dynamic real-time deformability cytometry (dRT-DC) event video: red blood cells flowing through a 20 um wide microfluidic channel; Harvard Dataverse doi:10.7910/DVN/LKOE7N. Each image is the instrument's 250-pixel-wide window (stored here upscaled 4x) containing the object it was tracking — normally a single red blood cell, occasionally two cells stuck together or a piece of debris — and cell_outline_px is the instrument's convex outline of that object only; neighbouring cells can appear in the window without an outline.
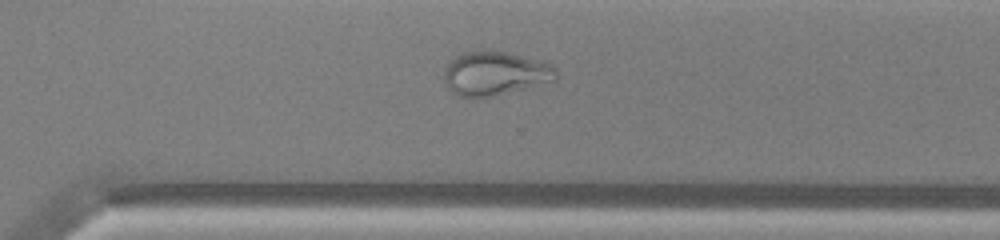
{"species": "common noctule bat (a hibernating species)", "species_latin": "Nyctalus noctula", "temperature_condition": "warm", "stored_images_in_passage": 36, "camera_frame_rate_fps": 3000, "um_per_image_px": 0.085, "animal": {"sex": "male", "body_mass_g": 13.0, "forearm_length_mm": 53.1}, "frame": {"image": 1, "passage_image": 31, "time_ms": 10.0, "image_size_px": [1000, 240], "cell_outline_px": [[556, 80], [484, 100], [472, 100], [456, 96], [448, 88], [444, 80], [444, 68], [456, 56], [464, 52], [504, 52], [552, 64], [556, 68]], "centroid_in_image_um": [42.04, 6.33], "position_along_channel_um": 328.6, "area_um2": 29.02}}
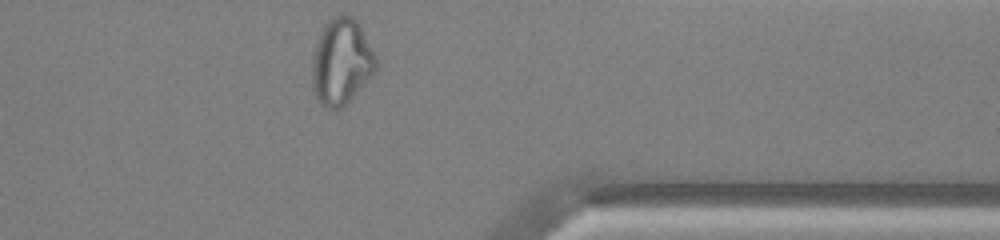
{"frame": {"image": 2, "passage_image": 36, "time_ms": 11.667, "image_size_px": [1000, 240], "cell_outline_px": [[376, 72], [340, 108], [328, 108], [320, 104], [316, 100], [312, 88], [312, 60], [316, 40], [324, 24], [328, 20], [340, 12], [352, 16], [360, 24], [376, 56]], "centroid_in_image_um": [29.0, 5.2], "position_along_channel_um": 382.4, "area_um2": 32.25}, "authors_computed_cell_mechanics": {"area_um2": 29.8248, "velocity_mm_per_s": 4.0474, "shape_relaxation_time_tau1_ms": null, "shape_relaxation_time_tau2_ms": 1.1035, "deformation_change_tau1": null, "deformation_change_tau2": 0.083}}